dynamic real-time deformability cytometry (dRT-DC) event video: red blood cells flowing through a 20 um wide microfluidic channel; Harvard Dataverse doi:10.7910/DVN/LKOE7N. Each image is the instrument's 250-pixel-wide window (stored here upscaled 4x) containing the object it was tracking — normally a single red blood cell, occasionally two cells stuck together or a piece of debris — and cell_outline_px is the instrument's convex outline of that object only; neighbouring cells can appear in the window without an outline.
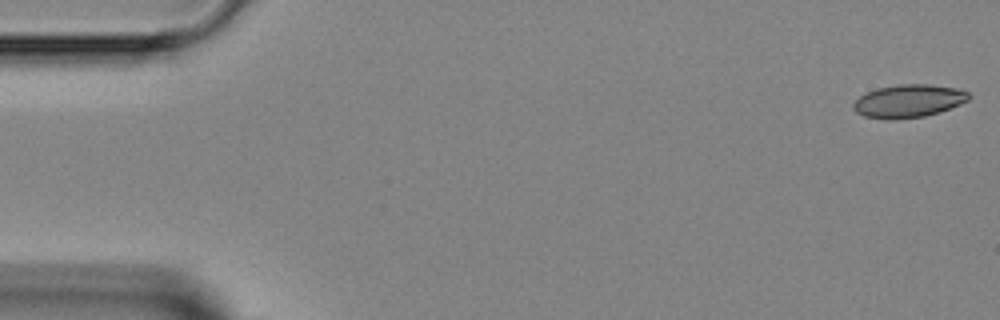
{"species": "Egyptian fruit bat (a non-hibernating species)", "species_latin": "Rousettus aegyptiacus", "temperature_condition": "room temperature", "stored_images_in_passage": 46, "camera_frame_rate_fps": 3000, "um_per_image_px": 0.085, "animal": {"sex": "female"}, "frame": {"image": 1, "passage_image": 1, "time_ms": 0.0, "image_size_px": [1000, 320], "cell_outline_px": [[972, 96], [968, 100], [960, 104], [940, 112], [924, 116], [896, 120], [884, 120], [864, 116], [856, 112], [852, 108], [852, 104], [860, 96], [876, 88], [900, 84], [928, 84], [956, 88], [968, 92]], "centroid_in_image_um": [77.21, 8.6], "position_along_channel_um": 7.8, "area_um2": 22.37}}
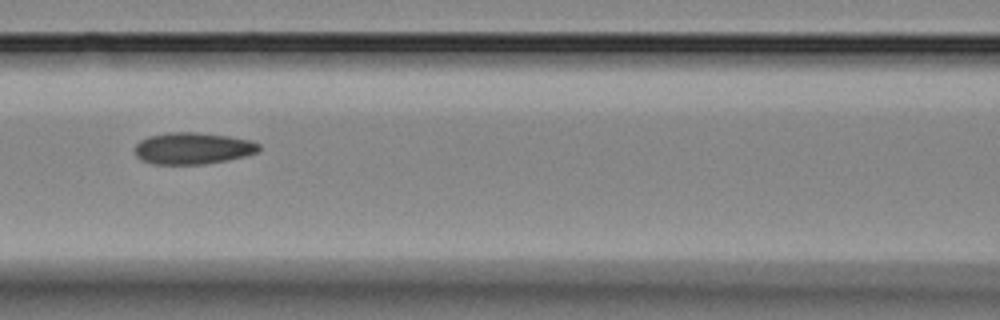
{"frame": {"image": 2, "passage_image": 20, "time_ms": 6.333, "image_size_px": [1000, 320], "cell_outline_px": [[260, 148], [256, 152], [244, 156], [228, 160], [204, 164], [152, 164], [140, 160], [136, 156], [136, 144], [140, 140], [148, 136], [168, 132], [196, 132], [228, 136], [252, 140], [260, 144]], "centroid_in_image_um": [16.37, 12.6], "position_along_channel_um": 150.2, "area_um2": 23.0}}
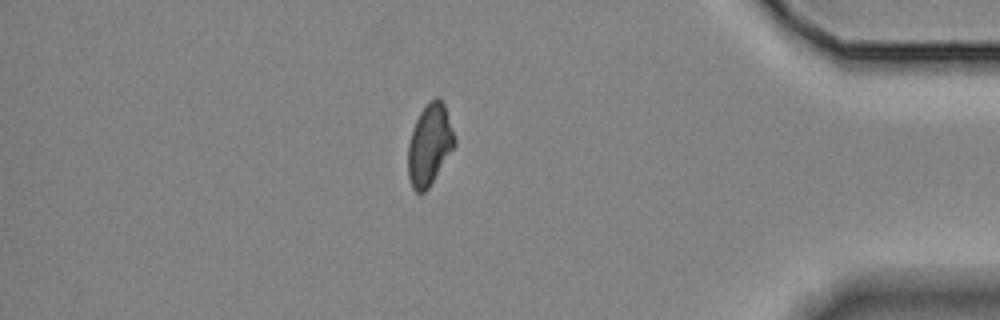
{"frame": {"image": 3, "passage_image": 40, "time_ms": 13.0, "image_size_px": [1000, 320], "cell_outline_px": [[456, 144], [428, 188], [424, 192], [416, 192], [412, 188], [408, 176], [408, 144], [412, 128], [420, 112], [436, 96], [444, 104], [456, 140]], "centroid_in_image_um": [36.5, 12.32], "position_along_channel_um": 398.7, "area_um2": 21.68}}